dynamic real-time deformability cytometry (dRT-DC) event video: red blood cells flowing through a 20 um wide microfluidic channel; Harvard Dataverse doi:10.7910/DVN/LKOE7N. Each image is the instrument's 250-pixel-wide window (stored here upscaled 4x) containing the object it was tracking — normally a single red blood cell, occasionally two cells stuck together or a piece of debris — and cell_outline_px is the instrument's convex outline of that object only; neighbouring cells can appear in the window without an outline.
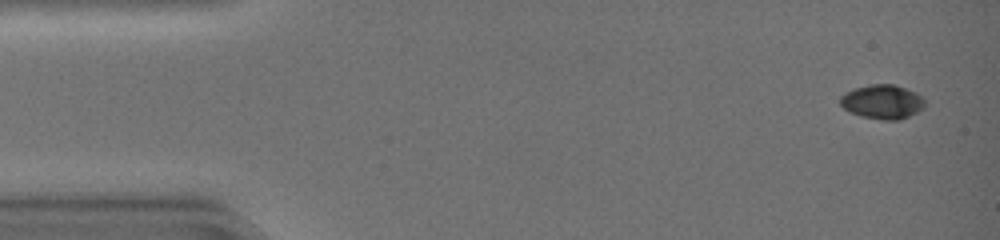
{"species": "common noctule bat (a hibernating species)", "species_latin": "Nyctalus noctula", "temperature_condition": "warm", "stored_images_in_passage": 44, "camera_frame_rate_fps": 3000, "um_per_image_px": 0.085, "animal": {"sex": "female", "body_mass_g": 19.0, "forearm_length_mm": 51.5}, "frame": {"image": 1, "passage_image": 3, "time_ms": 0.667, "image_size_px": [1000, 240], "cell_outline_px": [[924, 108], [908, 116], [896, 120], [884, 120], [864, 116], [852, 112], [844, 108], [840, 104], [840, 96], [856, 88], [872, 84], [892, 84], [916, 92], [924, 100]], "centroid_in_image_um": [75.01, 8.65], "position_along_channel_um": 10.0, "area_um2": 16.42}}
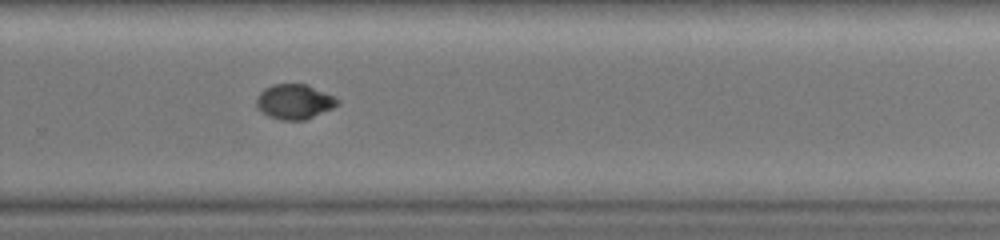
{"frame": {"image": 2, "passage_image": 31, "time_ms": 10.0, "image_size_px": [1000, 240], "cell_outline_px": [[340, 104], [332, 108], [304, 120], [280, 120], [268, 116], [256, 104], [256, 96], [264, 88], [272, 84], [308, 84], [340, 100]], "centroid_in_image_um": [25.02, 8.63], "position_along_channel_um": 304.8, "area_um2": 16.36}}
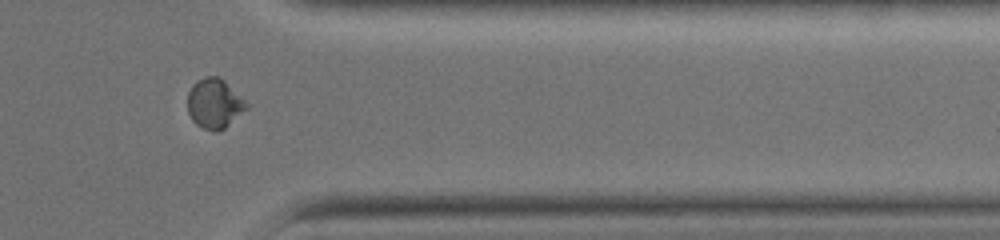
{"frame": {"image": 3, "passage_image": 37, "time_ms": 12.0, "image_size_px": [1000, 240], "cell_outline_px": [[248, 108], [224, 128], [216, 132], [204, 128], [196, 124], [192, 120], [188, 112], [188, 92], [192, 84], [196, 80], [208, 76], [220, 76], [248, 104]], "centroid_in_image_um": [18.21, 8.79], "position_along_channel_um": 393.2, "area_um2": 16.94}, "authors_computed_cell_mechanics": {"area_um2": 16.9354, "velocity_mm_per_s": 4.4525, "shape_relaxation_time_tau1_ms": null, "shape_relaxation_time_tau2_ms": 1.145, "deformation_change_tau1": null, "deformation_change_tau2": 0.0272}}